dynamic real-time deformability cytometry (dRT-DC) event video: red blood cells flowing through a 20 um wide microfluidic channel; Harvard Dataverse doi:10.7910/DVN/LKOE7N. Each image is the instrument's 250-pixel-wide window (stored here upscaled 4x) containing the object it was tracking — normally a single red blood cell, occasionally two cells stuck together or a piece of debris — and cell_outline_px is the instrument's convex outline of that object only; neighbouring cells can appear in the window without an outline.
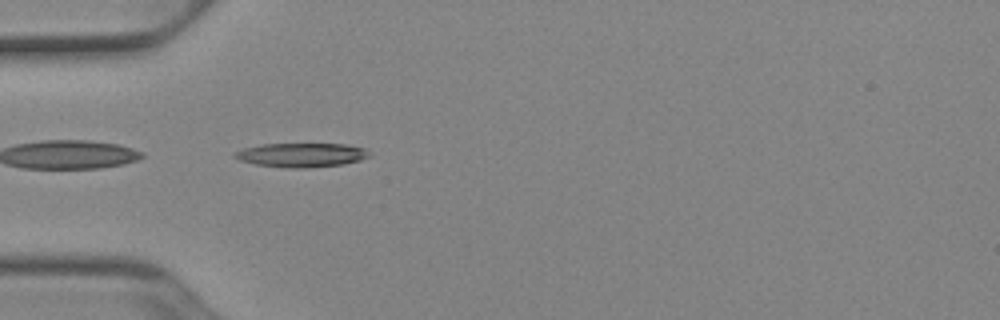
{"species": "Egyptian fruit bat (a non-hibernating species)", "species_latin": "Rousettus aegyptiacus", "temperature_condition": "cold", "stored_images_in_passage": 37, "camera_frame_rate_fps": 3000, "um_per_image_px": 0.085, "animal": {"sex": "female"}, "frame": {"image": 1, "passage_image": 1, "time_ms": 0.0, "image_size_px": [1000, 320], "cell_outline_px": [[372, 156], [360, 160], [344, 164], [304, 168], [288, 168], [256, 164], [240, 160], [232, 156], [232, 152], [244, 148], [264, 144], [344, 144], [364, 148]], "centroid_in_image_um": [25.61, 13.17], "position_along_channel_um": 59.4, "area_um2": 18.84}}
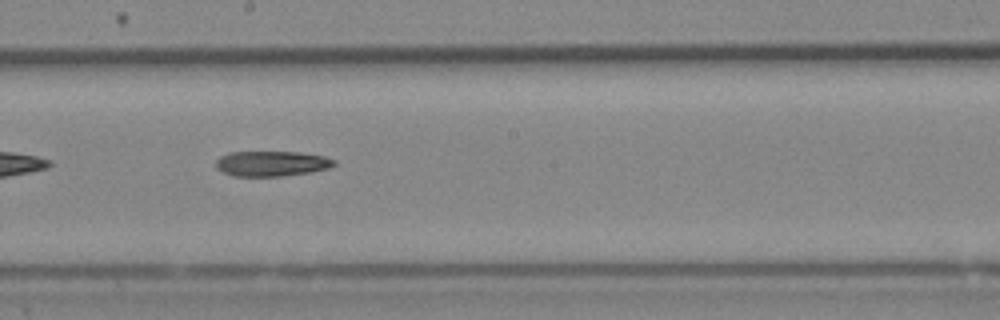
{"frame": {"image": 2, "passage_image": 14, "time_ms": 4.333, "image_size_px": [1000, 320], "cell_outline_px": [[336, 164], [328, 168], [308, 172], [280, 176], [232, 176], [216, 168], [216, 160], [220, 156], [228, 152], [300, 152], [324, 156], [336, 160]], "centroid_in_image_um": [23.07, 13.89], "position_along_channel_um": 225.1, "area_um2": 17.34}}
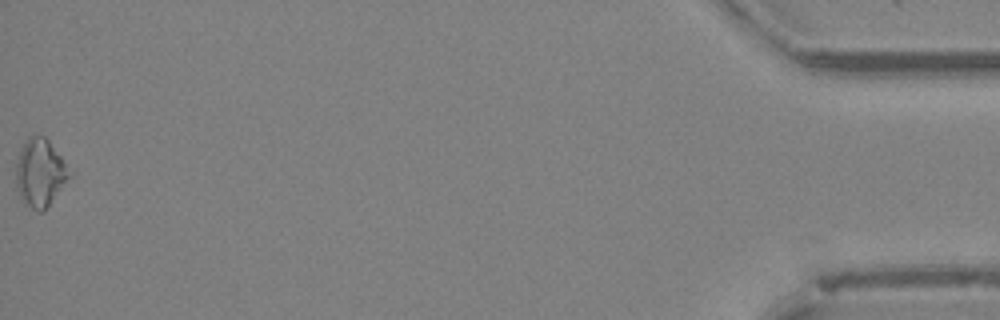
{"frame": {"image": 3, "passage_image": 37, "time_ms": 12.0, "image_size_px": [1000, 320], "cell_outline_px": [[72, 176], [44, 212], [36, 212], [24, 200], [16, 188], [16, 164], [20, 152], [28, 136], [44, 136], [48, 140], [72, 172]], "centroid_in_image_um": [3.44, 14.72], "position_along_channel_um": 431.8, "area_um2": 20.92}}